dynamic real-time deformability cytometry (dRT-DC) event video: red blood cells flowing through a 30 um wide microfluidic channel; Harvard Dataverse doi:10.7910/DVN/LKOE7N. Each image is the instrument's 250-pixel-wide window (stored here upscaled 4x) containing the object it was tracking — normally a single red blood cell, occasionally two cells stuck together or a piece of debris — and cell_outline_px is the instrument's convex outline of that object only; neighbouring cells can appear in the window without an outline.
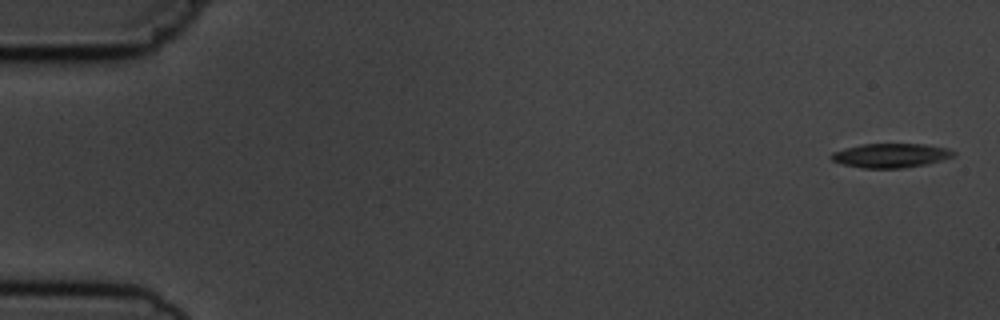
{"species": "common noctule bat (a hibernating species)", "species_latin": "Nyctalus noctula", "temperature_condition": "cold", "stored_images_in_passage": 5, "camera_frame_rate_fps": 3000, "um_per_image_px": 0.085, "animal": {"sex": "male", "body_mass_g": 19.5, "forearm_length_mm": 54.6}, "frame": {"image": 1, "passage_image": 1, "time_ms": 0.0, "image_size_px": [1000, 320], "cell_outline_px": [[956, 156], [928, 164], [904, 168], [864, 168], [844, 164], [832, 160], [828, 156], [832, 152], [844, 148], [860, 144], [924, 144], [948, 148], [956, 152]], "centroid_in_image_um": [75.73, 13.21], "position_along_channel_um": 9.3, "area_um2": 17.4}}
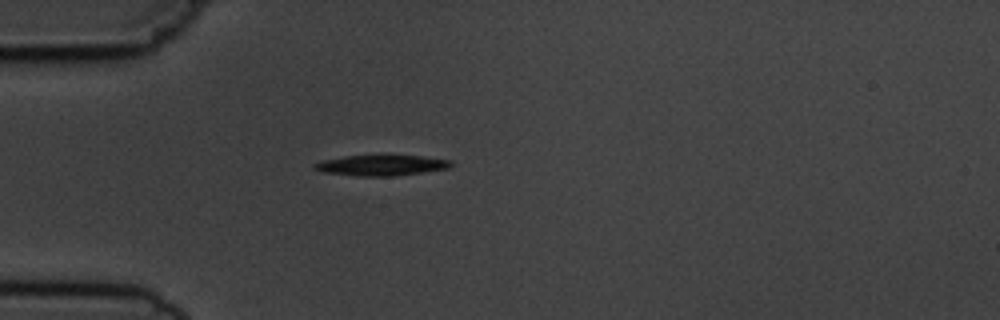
{"frame": {"image": 2, "passage_image": 5, "time_ms": 4.667, "image_size_px": [1000, 320], "cell_outline_px": [[452, 164], [448, 168], [392, 176], [360, 176], [320, 172], [312, 168], [312, 164], [324, 160], [344, 156], [384, 152], [388, 152], [452, 160]], "centroid_in_image_um": [32.36, 13.99], "position_along_channel_um": 52.6, "area_um2": 17.28}}